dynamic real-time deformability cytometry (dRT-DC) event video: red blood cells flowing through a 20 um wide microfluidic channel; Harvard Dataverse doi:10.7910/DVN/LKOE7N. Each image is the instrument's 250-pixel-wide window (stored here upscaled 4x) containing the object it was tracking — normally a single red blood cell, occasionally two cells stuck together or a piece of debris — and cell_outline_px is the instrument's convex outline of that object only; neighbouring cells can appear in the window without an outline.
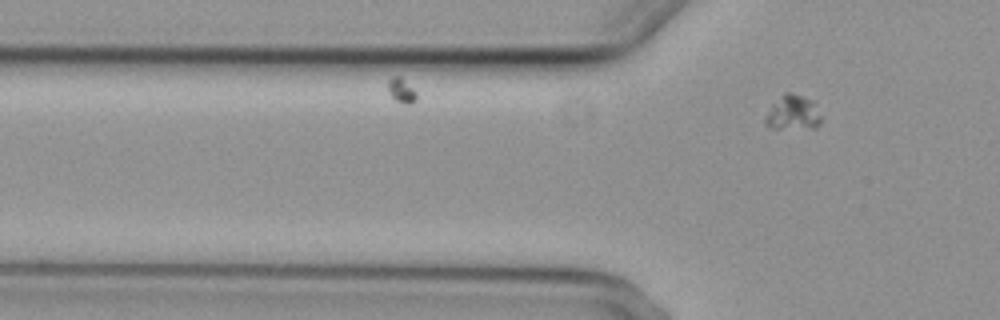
{"species": "common noctule bat (a hibernating species)", "species_latin": "Nyctalus noctula", "temperature_condition": "cold", "stored_images_in_passage": 3, "camera_frame_rate_fps": 3000, "um_per_image_px": 0.085, "animal": {"sex": "female", "body_mass_g": 29.2, "forearm_length_mm": 56.3}, "frame": {"image": 1, "passage_image": 3, "time_ms": 3.333, "image_size_px": [1000, 320], "cell_outline_px": [[820, 124], [816, 128], [772, 128], [764, 124], [764, 116], [772, 104], [784, 92], [788, 92], [812, 100], [820, 116]], "centroid_in_image_um": [67.35, 9.6], "position_along_channel_um": 58.4, "area_um2": 11.21}}